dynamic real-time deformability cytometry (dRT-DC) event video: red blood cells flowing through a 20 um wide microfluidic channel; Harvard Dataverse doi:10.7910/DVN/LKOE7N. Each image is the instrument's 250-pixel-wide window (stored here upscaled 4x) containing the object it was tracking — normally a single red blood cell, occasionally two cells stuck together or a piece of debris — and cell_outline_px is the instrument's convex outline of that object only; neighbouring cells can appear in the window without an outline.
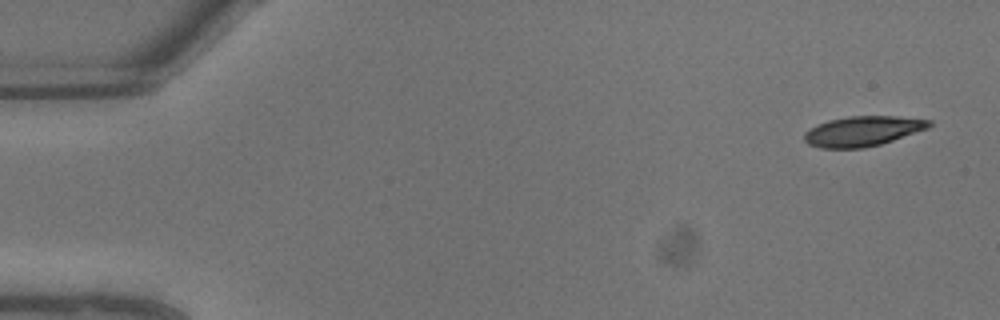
{"species": "common noctule bat (a hibernating species)", "species_latin": "Nyctalus noctula", "temperature_condition": "warm", "stored_images_in_passage": 9, "camera_frame_rate_fps": 3000, "um_per_image_px": 0.085, "animal": {"sex": "male", "body_mass_g": 13.3}, "frame": {"image": 1, "passage_image": 1, "time_ms": 0.0, "image_size_px": [1000, 320], "cell_outline_px": [[932, 124], [928, 128], [880, 144], [864, 148], [820, 148], [808, 144], [804, 140], [804, 132], [828, 120], [848, 116], [896, 116], [932, 120]], "centroid_in_image_um": [73.33, 11.14], "position_along_channel_um": 11.7, "area_um2": 21.68}}
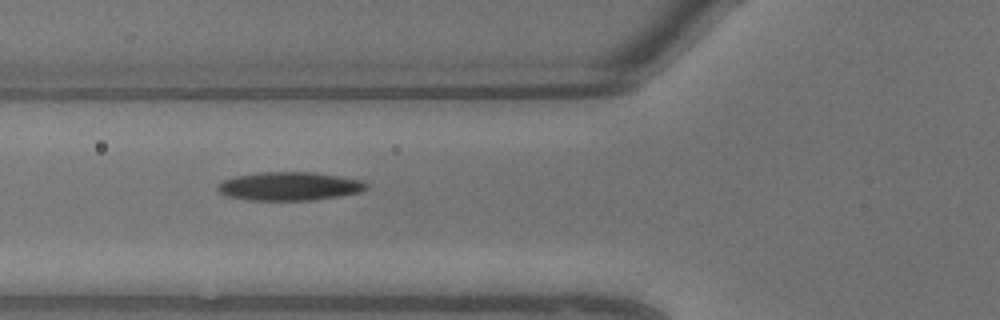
{"frame": {"image": 2, "passage_image": 8, "time_ms": 2.333, "image_size_px": [1000, 320], "cell_outline_px": [[368, 188], [360, 192], [340, 196], [312, 200], [248, 200], [224, 196], [216, 192], [216, 184], [224, 180], [236, 176], [260, 172], [308, 172], [336, 176], [360, 180], [368, 184]], "centroid_in_image_um": [24.52, 15.84], "position_along_channel_um": 101.3, "area_um2": 24.74}}
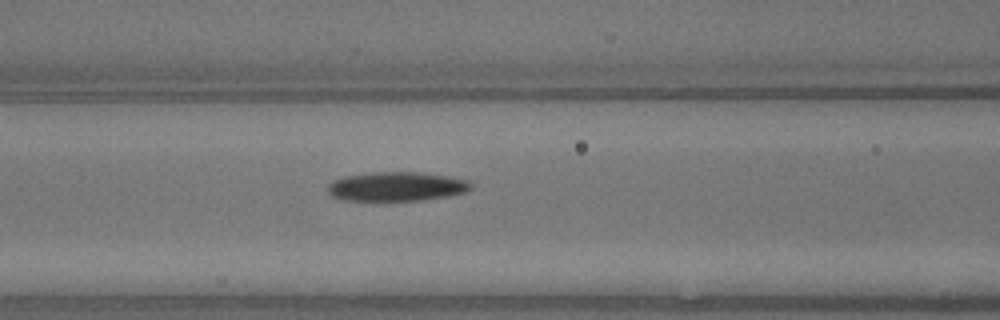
{"frame": {"image": 3, "passage_image": 9, "time_ms": 2.667, "image_size_px": [1000, 320], "cell_outline_px": [[472, 188], [468, 192], [448, 196], [424, 200], [340, 200], [332, 196], [328, 192], [328, 184], [344, 176], [376, 172], [420, 172], [468, 180], [472, 184]], "centroid_in_image_um": [33.73, 15.86], "position_along_channel_um": 132.9, "area_um2": 24.28}}